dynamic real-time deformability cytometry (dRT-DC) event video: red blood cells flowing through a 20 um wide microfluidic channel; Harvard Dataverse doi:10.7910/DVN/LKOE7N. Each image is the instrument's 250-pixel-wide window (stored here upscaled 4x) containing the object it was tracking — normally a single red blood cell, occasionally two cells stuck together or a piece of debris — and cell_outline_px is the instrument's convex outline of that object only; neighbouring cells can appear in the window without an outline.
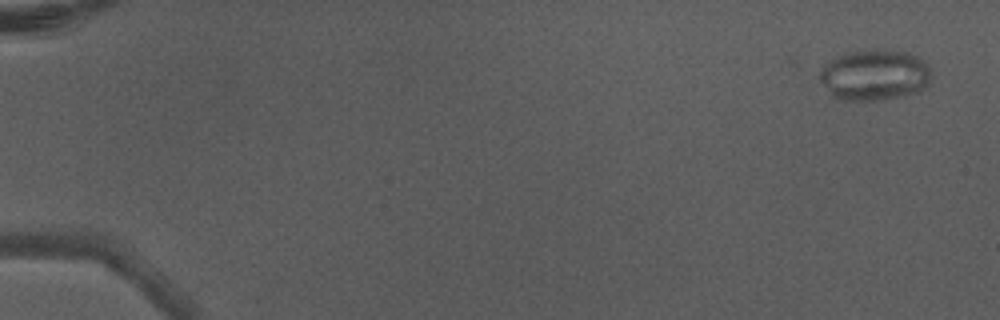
{"species": "Egyptian fruit bat (a non-hibernating species)", "species_latin": "Rousettus aegyptiacus", "temperature_condition": "warm", "stored_images_in_passage": 5, "camera_frame_rate_fps": 3000, "um_per_image_px": 0.085, "animal": {"sex": "male"}, "frame": {"image": 1, "passage_image": 1, "time_ms": 0.0, "image_size_px": [1000, 320], "cell_outline_px": [[932, 76], [928, 84], [920, 92], [904, 96], [880, 100], [840, 100], [832, 96], [816, 76], [820, 68], [824, 64], [836, 56], [848, 52], [904, 52], [916, 56], [924, 60], [928, 64]], "centroid_in_image_um": [74.32, 6.42], "position_along_channel_um": 10.7, "area_um2": 33.0}}